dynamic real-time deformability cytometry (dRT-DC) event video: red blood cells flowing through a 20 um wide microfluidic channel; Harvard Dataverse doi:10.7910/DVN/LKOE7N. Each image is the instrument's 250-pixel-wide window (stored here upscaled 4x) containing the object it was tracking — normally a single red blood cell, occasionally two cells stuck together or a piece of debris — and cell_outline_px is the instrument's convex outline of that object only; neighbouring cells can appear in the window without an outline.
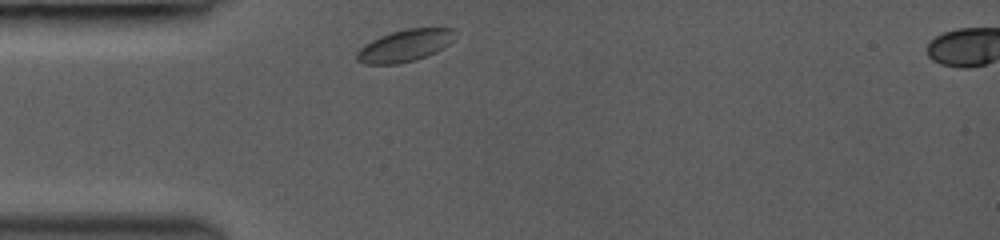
{"species": "common noctule bat (a hibernating species)", "species_latin": "Nyctalus noctula", "temperature_condition": "room temperature", "stored_images_in_passage": 17, "camera_frame_rate_fps": 3000, "um_per_image_px": 0.085, "animal": {"sex": "female", "body_mass_g": 19.0, "forearm_length_mm": 53.3}, "frame": {"image": 1, "passage_image": 1, "time_ms": 0.0, "image_size_px": [1000, 240], "cell_outline_px": [[456, 32], [452, 40], [444, 48], [436, 52], [416, 60], [396, 64], [364, 64], [356, 60], [356, 52], [364, 44], [380, 36], [392, 32], [408, 28], [452, 28]], "centroid_in_image_um": [34.4, 3.88], "position_along_channel_um": 50.6, "area_um2": 18.32}}
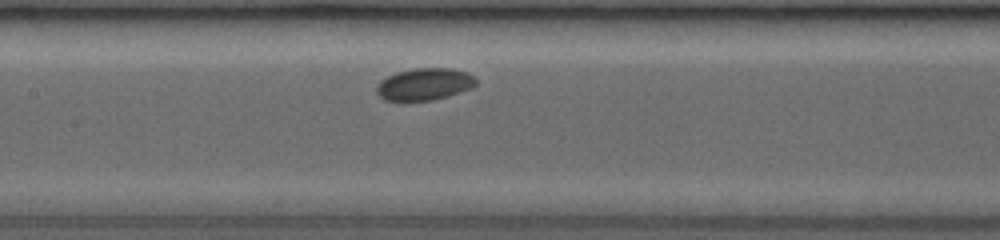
{"frame": {"image": 2, "passage_image": 8, "time_ms": 3.333, "image_size_px": [1000, 240], "cell_outline_px": [[476, 84], [472, 88], [448, 96], [432, 100], [400, 104], [384, 100], [376, 92], [376, 88], [380, 80], [396, 72], [412, 68], [452, 68], [468, 72], [476, 76]], "centroid_in_image_um": [36.05, 7.19], "position_along_channel_um": 171.4, "area_um2": 19.36}}
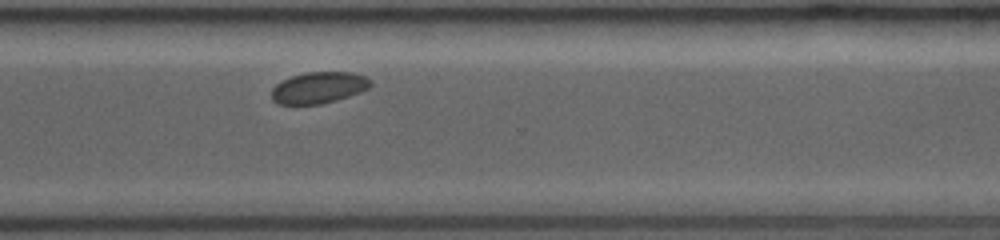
{"frame": {"image": 3, "passage_image": 17, "time_ms": 7.667, "image_size_px": [1000, 240], "cell_outline_px": [[372, 84], [368, 88], [360, 92], [336, 100], [320, 104], [276, 104], [272, 100], [272, 88], [276, 84], [292, 76], [304, 72], [352, 72], [364, 76], [372, 80]], "centroid_in_image_um": [27.09, 7.45], "position_along_channel_um": 343.5, "area_um2": 18.09}}